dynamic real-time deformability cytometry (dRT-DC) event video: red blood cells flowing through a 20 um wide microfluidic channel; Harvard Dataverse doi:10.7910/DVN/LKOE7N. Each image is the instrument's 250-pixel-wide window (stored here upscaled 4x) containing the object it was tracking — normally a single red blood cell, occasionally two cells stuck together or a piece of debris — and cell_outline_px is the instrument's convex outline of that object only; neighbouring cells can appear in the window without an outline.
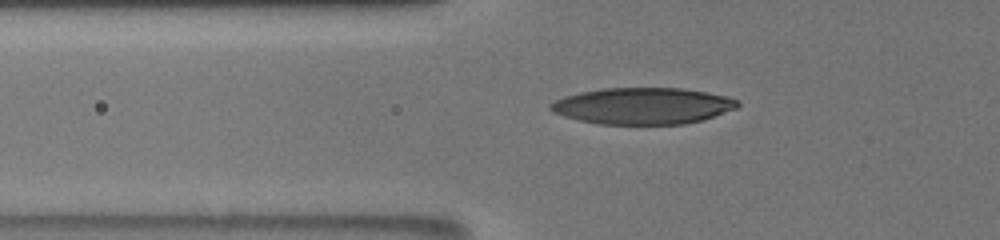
{"species": "human", "species_latin": "Homo sapiens", "temperature_condition": "room temperature", "stored_images_in_passage": 44, "camera_frame_rate_fps": 3000, "um_per_image_px": 0.085, "donor": {"sex": "male"}, "frame": {"image": 1, "passage_image": 9, "time_ms": 2.0, "image_size_px": [1000, 240], "cell_outline_px": [[740, 104], [736, 108], [704, 120], [684, 124], [600, 124], [580, 120], [564, 116], [552, 112], [548, 108], [548, 104], [564, 96], [580, 92], [604, 88], [684, 88], [724, 96], [736, 100]], "centroid_in_image_um": [54.6, 9.0], "position_along_channel_um": 71.2, "area_um2": 39.71}}
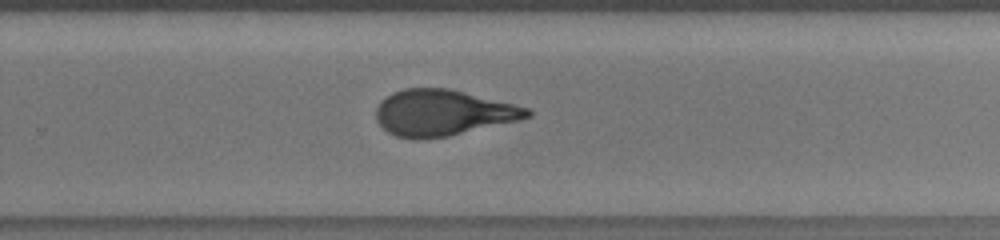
{"frame": {"image": 2, "passage_image": 26, "time_ms": 8.0, "image_size_px": [1000, 240], "cell_outline_px": [[532, 116], [520, 120], [448, 136], [424, 140], [412, 140], [396, 136], [388, 132], [376, 120], [376, 108], [380, 100], [392, 92], [404, 88], [448, 88], [528, 108], [532, 112]], "centroid_in_image_um": [37.59, 9.6], "position_along_channel_um": 292.2, "area_um2": 40.58}}
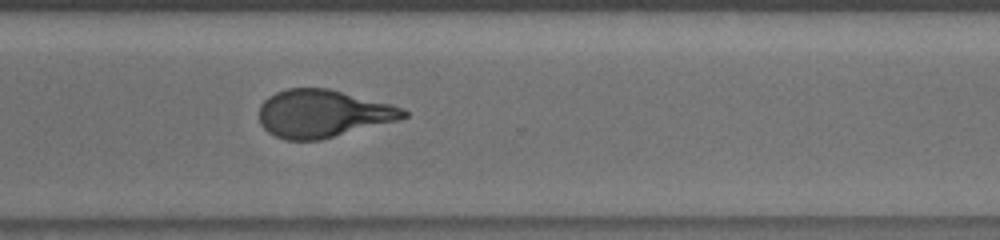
{"frame": {"image": 3, "passage_image": 29, "time_ms": 9.333, "image_size_px": [1000, 240], "cell_outline_px": [[408, 116], [400, 120], [320, 140], [284, 140], [268, 132], [260, 124], [260, 104], [268, 96], [276, 92], [288, 88], [328, 88], [404, 108], [408, 112]], "centroid_in_image_um": [27.43, 9.66], "position_along_channel_um": 343.2, "area_um2": 40.06}, "authors_computed_cell_mechanics": {"area_um2": 40.5756, "velocity_mm_per_s": 3.8145, "shape_relaxation_time_tau1_ms": 6.7324, "shape_relaxation_time_tau2_ms": 1.338, "deformation_change_tau1": 0.2657, "deformation_change_tau2": 0.0922}}